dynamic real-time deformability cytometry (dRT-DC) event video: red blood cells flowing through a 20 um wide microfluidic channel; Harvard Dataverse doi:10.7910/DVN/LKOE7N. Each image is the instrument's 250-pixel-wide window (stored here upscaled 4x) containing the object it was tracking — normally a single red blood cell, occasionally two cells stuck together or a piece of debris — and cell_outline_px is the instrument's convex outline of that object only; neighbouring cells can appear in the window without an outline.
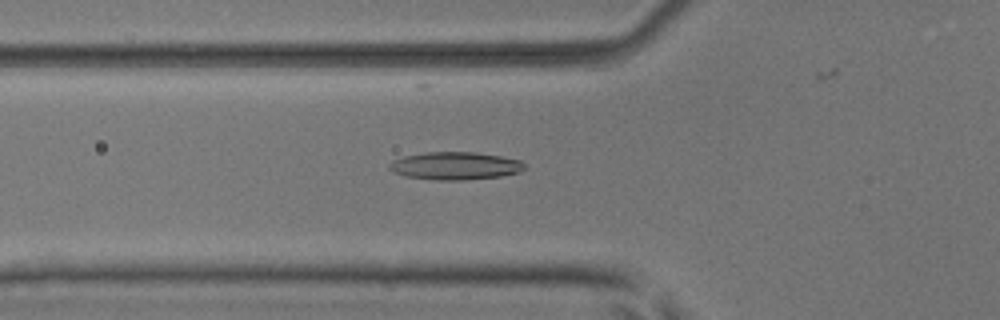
{"species": "common noctule bat (a hibernating species)", "species_latin": "Nyctalus noctula", "temperature_condition": "room temperature", "stored_images_in_passage": 22, "camera_frame_rate_fps": 3000, "um_per_image_px": 0.085, "animal": {"sex": "male", "body_mass_g": 17.9, "forearm_length_mm": 54.2}, "frame": {"image": 1, "passage_image": 11, "time_ms": 3.333, "image_size_px": [1000, 320], "cell_outline_px": [[524, 168], [516, 172], [500, 176], [464, 180], [436, 180], [404, 176], [392, 172], [388, 168], [388, 164], [392, 160], [404, 156], [424, 152], [476, 152], [500, 156], [520, 160], [524, 164]], "centroid_in_image_um": [38.61, 14.09], "position_along_channel_um": 87.2, "area_um2": 21.85}}
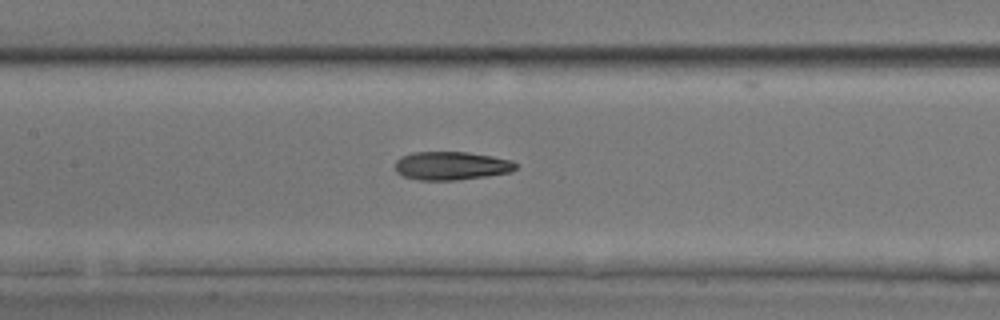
{"frame": {"image": 2, "passage_image": 17, "time_ms": 5.333, "image_size_px": [1000, 320], "cell_outline_px": [[516, 168], [512, 172], [456, 180], [420, 180], [404, 176], [396, 172], [396, 160], [400, 156], [412, 152], [468, 152], [492, 156], [512, 160], [516, 164]], "centroid_in_image_um": [38.35, 14.08], "position_along_channel_um": 169.0, "area_um2": 19.94}}
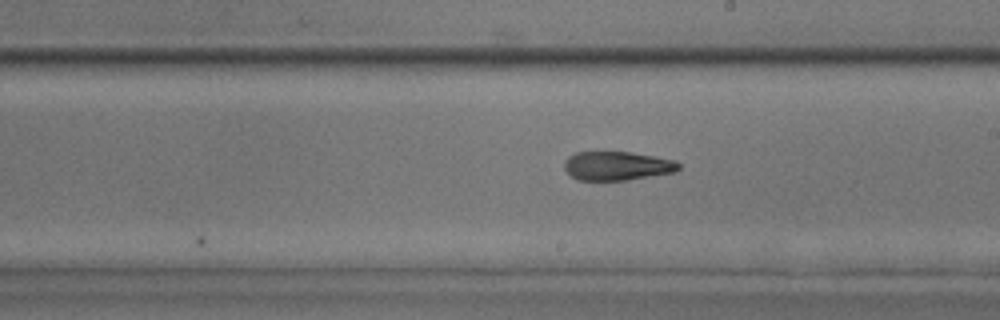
{"frame": {"image": 3, "passage_image": 22, "time_ms": 7.0, "image_size_px": [1000, 320], "cell_outline_px": [[680, 168], [676, 172], [628, 180], [576, 180], [564, 168], [564, 160], [568, 156], [576, 152], [628, 152], [656, 156], [676, 160], [680, 164]], "centroid_in_image_um": [52.47, 14.1], "position_along_channel_um": 236.5, "area_um2": 19.42}}